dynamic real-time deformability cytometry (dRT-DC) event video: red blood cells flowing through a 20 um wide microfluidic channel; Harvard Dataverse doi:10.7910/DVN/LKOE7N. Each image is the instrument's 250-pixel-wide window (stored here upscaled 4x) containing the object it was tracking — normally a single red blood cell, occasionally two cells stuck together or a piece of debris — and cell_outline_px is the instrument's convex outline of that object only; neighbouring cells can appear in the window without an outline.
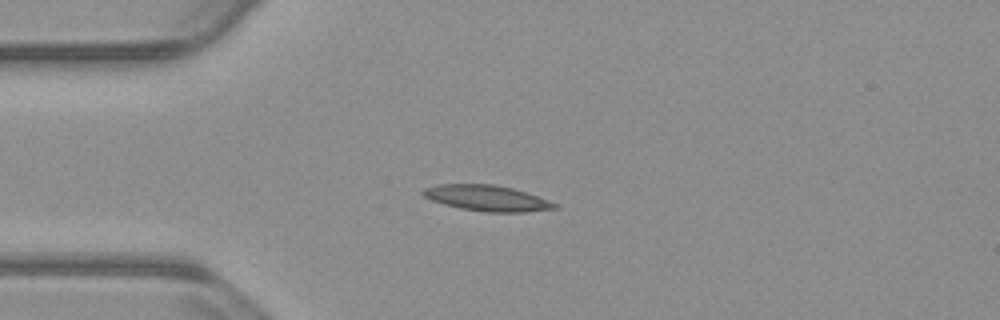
{"species": "common noctule bat (a hibernating species)", "species_latin": "Nyctalus noctula", "temperature_condition": "warm", "stored_images_in_passage": 42, "camera_frame_rate_fps": 3000, "um_per_image_px": 0.085, "animal": {"sex": "male", "body_mass_g": 23.1, "forearm_length_mm": 52.7}, "frame": {"image": 1, "passage_image": 1, "time_ms": 0.0, "image_size_px": [1000, 320], "cell_outline_px": [[560, 208], [524, 212], [484, 212], [460, 208], [444, 204], [432, 200], [424, 196], [420, 192], [424, 188], [436, 184], [492, 184], [512, 188], [560, 204]], "centroid_in_image_um": [41.39, 16.84], "position_along_channel_um": 43.6, "area_um2": 19.77}}
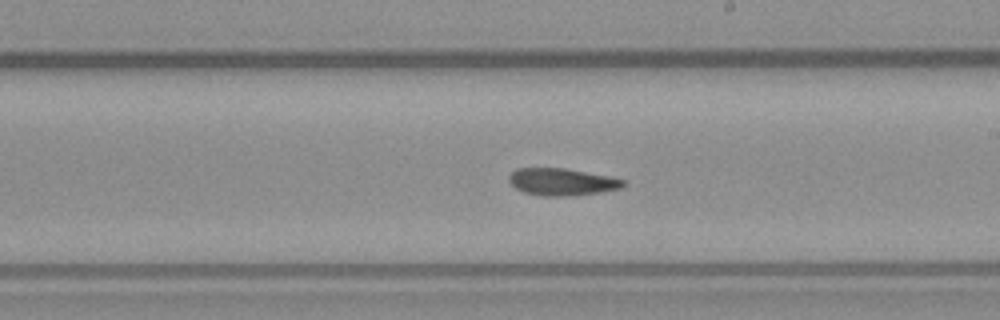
{"frame": {"image": 2, "passage_image": 18, "time_ms": 5.667, "image_size_px": [1000, 320], "cell_outline_px": [[628, 184], [620, 188], [600, 192], [572, 196], [540, 196], [524, 192], [516, 188], [508, 180], [508, 176], [516, 168], [564, 168], [608, 176], [624, 180]], "centroid_in_image_um": [47.75, 15.46], "position_along_channel_um": 241.2, "area_um2": 18.09}}
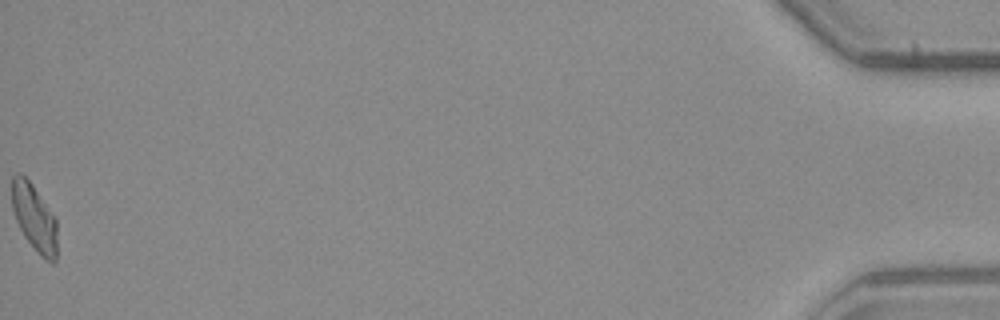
{"frame": {"image": 3, "passage_image": 42, "time_ms": 13.667, "image_size_px": [1000, 320], "cell_outline_px": [[56, 260], [52, 264], [44, 260], [40, 256], [24, 236], [16, 220], [12, 208], [12, 176], [16, 172], [20, 172], [32, 184], [56, 220]], "centroid_in_image_um": [2.9, 18.52], "position_along_channel_um": 432.3, "area_um2": 17.51}}